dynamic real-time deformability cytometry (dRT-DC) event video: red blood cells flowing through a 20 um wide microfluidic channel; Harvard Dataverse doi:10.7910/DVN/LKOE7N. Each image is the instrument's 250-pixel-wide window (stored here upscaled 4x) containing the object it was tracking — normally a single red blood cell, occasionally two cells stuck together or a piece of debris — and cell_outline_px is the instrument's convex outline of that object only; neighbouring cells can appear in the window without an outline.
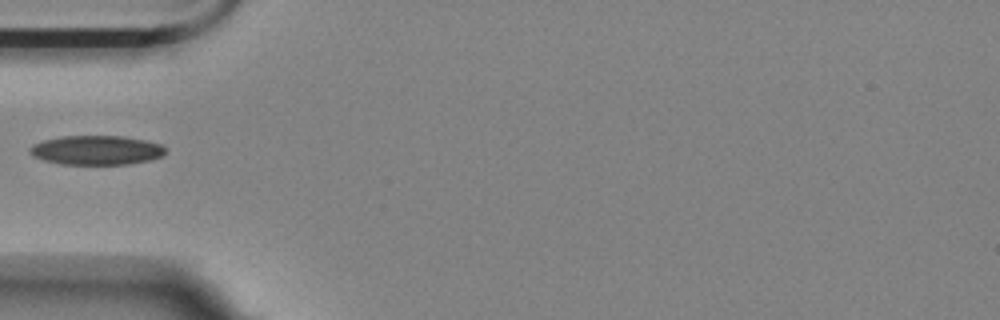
{"species": "Egyptian fruit bat (a non-hibernating species)", "species_latin": "Rousettus aegyptiacus", "temperature_condition": "room temperature", "stored_images_in_passage": 15, "camera_frame_rate_fps": 3000, "um_per_image_px": 0.085, "animal": {"sex": "female"}, "frame": {"image": 1, "passage_image": 1, "time_ms": 0.0, "image_size_px": [1000, 320], "cell_outline_px": [[164, 152], [160, 156], [148, 160], [128, 164], [60, 164], [44, 160], [32, 156], [28, 152], [28, 148], [32, 144], [44, 140], [60, 136], [120, 136], [144, 140], [160, 144], [164, 148]], "centroid_in_image_um": [8.11, 12.76], "position_along_channel_um": 76.9, "area_um2": 23.0}}